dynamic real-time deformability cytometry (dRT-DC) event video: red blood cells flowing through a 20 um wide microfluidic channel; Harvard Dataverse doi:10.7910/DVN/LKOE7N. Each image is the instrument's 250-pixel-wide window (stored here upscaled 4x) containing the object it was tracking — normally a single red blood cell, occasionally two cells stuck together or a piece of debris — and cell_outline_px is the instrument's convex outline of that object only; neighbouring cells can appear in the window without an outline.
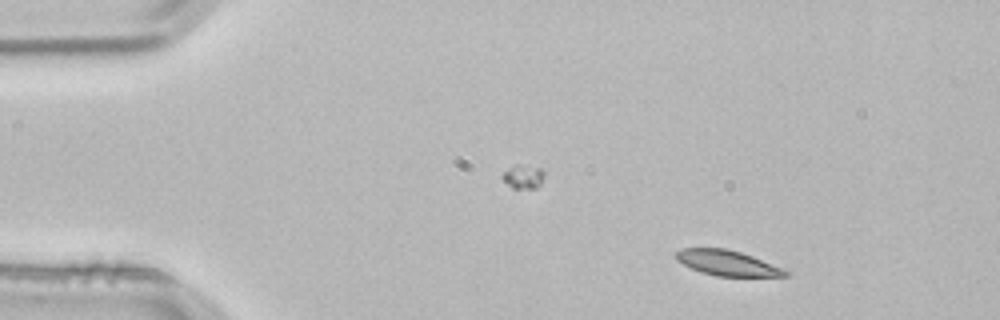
{"species": "common noctule bat (a hibernating species)", "species_latin": "Nyctalus noctula", "temperature_condition": "room temperature", "stored_images_in_passage": 5, "camera_frame_rate_fps": 3000, "um_per_image_px": 0.085, "animal": {"sex": "male", "body_mass_g": 21.5, "forearm_length_mm": 52.0}, "frame": {"image": 1, "passage_image": 3, "time_ms": 0.667, "image_size_px": [1000, 320], "cell_outline_px": [[788, 276], [716, 276], [700, 272], [676, 260], [676, 252], [680, 248], [728, 248], [752, 256], [780, 268], [788, 272]], "centroid_in_image_um": [61.75, 22.34], "position_along_channel_um": 23.2, "area_um2": 15.84}}